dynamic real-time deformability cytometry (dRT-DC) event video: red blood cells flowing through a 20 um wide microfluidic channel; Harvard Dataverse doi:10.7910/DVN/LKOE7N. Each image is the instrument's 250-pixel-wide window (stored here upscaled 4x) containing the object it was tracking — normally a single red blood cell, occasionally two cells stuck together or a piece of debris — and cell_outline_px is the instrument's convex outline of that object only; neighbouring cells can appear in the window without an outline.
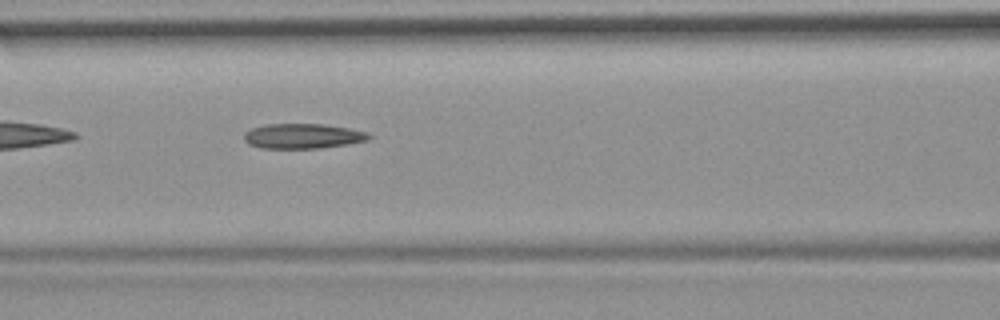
{"species": "common noctule bat (a hibernating species)", "species_latin": "Nyctalus noctula", "temperature_condition": "room temperature", "stored_images_in_passage": 37, "camera_frame_rate_fps": 3000, "um_per_image_px": 0.085, "animal": {"sex": "female", "body_mass_g": 19.9}, "frame": {"image": 1, "passage_image": 6, "time_ms": 1.667, "image_size_px": [1000, 320], "cell_outline_px": [[372, 136], [368, 140], [320, 148], [260, 148], [248, 144], [244, 140], [244, 132], [252, 128], [264, 124], [324, 124], [348, 128], [368, 132]], "centroid_in_image_um": [25.7, 11.56], "position_along_channel_um": 140.9, "area_um2": 18.15}}